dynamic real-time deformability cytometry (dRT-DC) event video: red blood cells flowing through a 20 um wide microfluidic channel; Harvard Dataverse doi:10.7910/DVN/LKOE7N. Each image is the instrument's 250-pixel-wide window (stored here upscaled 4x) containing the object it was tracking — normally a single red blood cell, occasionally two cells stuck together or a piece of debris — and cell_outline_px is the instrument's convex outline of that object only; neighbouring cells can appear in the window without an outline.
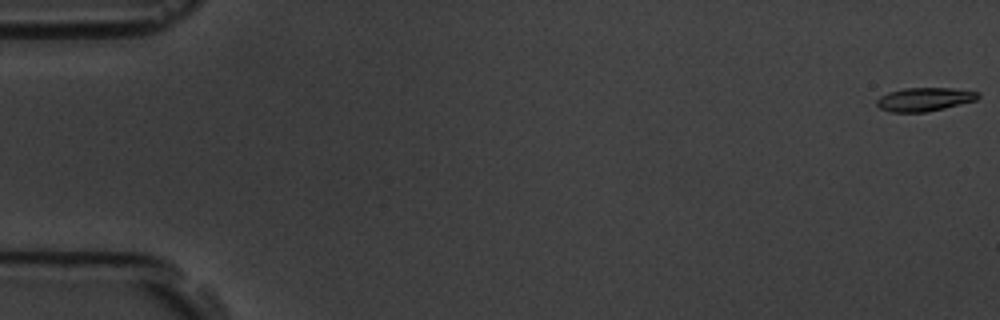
{"species": "common noctule bat (a hibernating species)", "species_latin": "Nyctalus noctula", "temperature_condition": "room temperature", "stored_images_in_passage": 6, "camera_frame_rate_fps": 3000, "um_per_image_px": 0.085, "animal": {"sex": "male", "body_mass_g": 19.5, "forearm_length_mm": 54.6}, "frame": {"image": 1, "passage_image": 1, "time_ms": 0.0, "image_size_px": [1000, 320], "cell_outline_px": [[980, 96], [976, 100], [944, 108], [924, 112], [892, 112], [880, 108], [876, 104], [876, 100], [880, 96], [888, 92], [904, 88], [952, 88], [980, 92]], "centroid_in_image_um": [78.57, 8.43], "position_along_channel_um": 6.4, "area_um2": 13.87}}
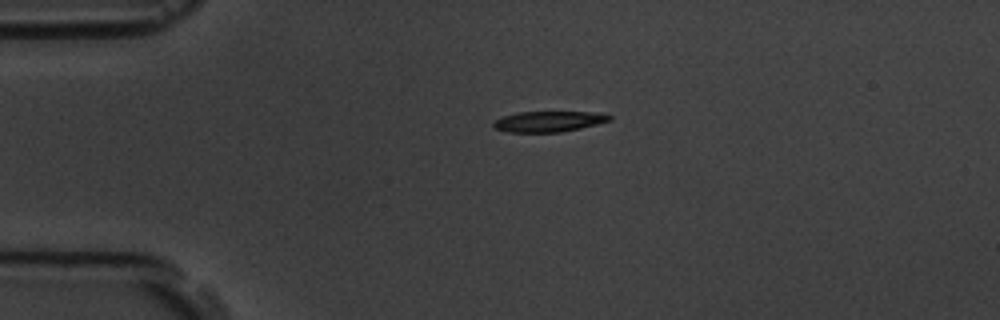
{"frame": {"image": 2, "passage_image": 5, "time_ms": 4.333, "image_size_px": [1000, 320], "cell_outline_px": [[612, 120], [580, 128], [560, 132], [508, 132], [496, 128], [492, 124], [496, 120], [504, 116], [516, 112], [592, 112], [612, 116]], "centroid_in_image_um": [46.63, 10.32], "position_along_channel_um": 38.4, "area_um2": 13.76}}